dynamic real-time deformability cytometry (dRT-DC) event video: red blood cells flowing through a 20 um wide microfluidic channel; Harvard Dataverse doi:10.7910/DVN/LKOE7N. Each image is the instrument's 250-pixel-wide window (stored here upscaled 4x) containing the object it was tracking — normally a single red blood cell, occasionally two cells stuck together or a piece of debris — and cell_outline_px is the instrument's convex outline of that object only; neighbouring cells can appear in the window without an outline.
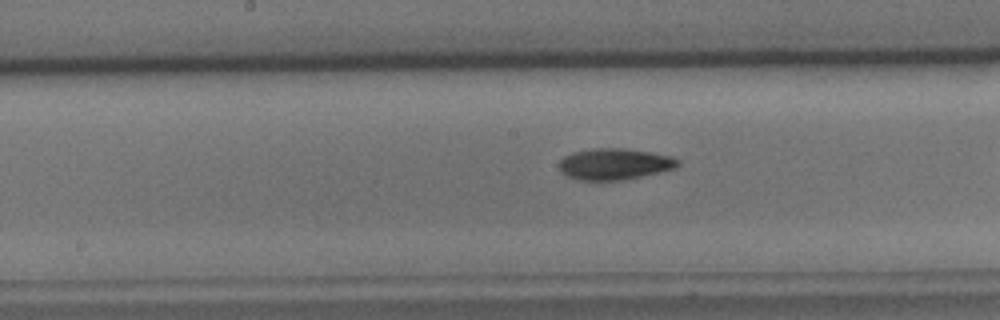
{"species": "common noctule bat (a hibernating species)", "species_latin": "Nyctalus noctula", "temperature_condition": "cold", "stored_images_in_passage": 29, "camera_frame_rate_fps": 3000, "um_per_image_px": 0.085, "animal": {"sex": "male", "body_mass_g": 15.6}, "frame": {"image": 1, "passage_image": 13, "time_ms": 4.0, "image_size_px": [1000, 320], "cell_outline_px": [[680, 164], [676, 168], [660, 172], [624, 180], [580, 180], [568, 176], [560, 172], [556, 164], [564, 156], [572, 152], [592, 148], [624, 148], [672, 156], [680, 160]], "centroid_in_image_um": [52.21, 13.94], "position_along_channel_um": 196.0, "area_um2": 21.91}}
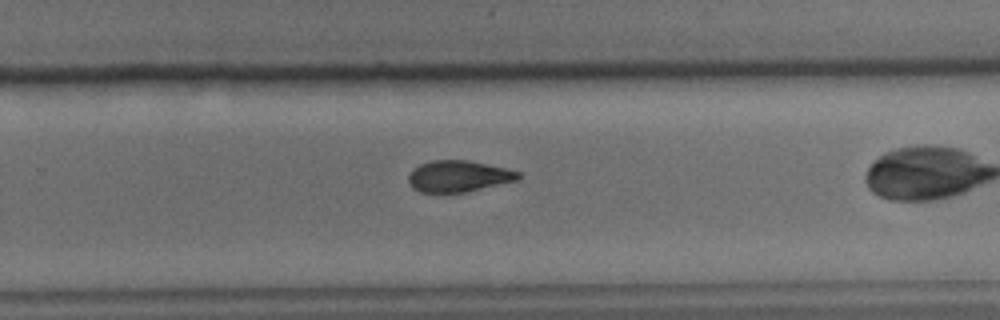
{"frame": {"image": 2, "passage_image": 21, "time_ms": 6.667, "image_size_px": [1000, 320], "cell_outline_px": [[520, 176], [516, 180], [464, 192], [420, 192], [412, 188], [408, 180], [408, 176], [412, 168], [420, 164], [432, 160], [468, 160], [504, 168], [520, 172]], "centroid_in_image_um": [38.91, 14.97], "position_along_channel_um": 290.9, "area_um2": 19.83}}